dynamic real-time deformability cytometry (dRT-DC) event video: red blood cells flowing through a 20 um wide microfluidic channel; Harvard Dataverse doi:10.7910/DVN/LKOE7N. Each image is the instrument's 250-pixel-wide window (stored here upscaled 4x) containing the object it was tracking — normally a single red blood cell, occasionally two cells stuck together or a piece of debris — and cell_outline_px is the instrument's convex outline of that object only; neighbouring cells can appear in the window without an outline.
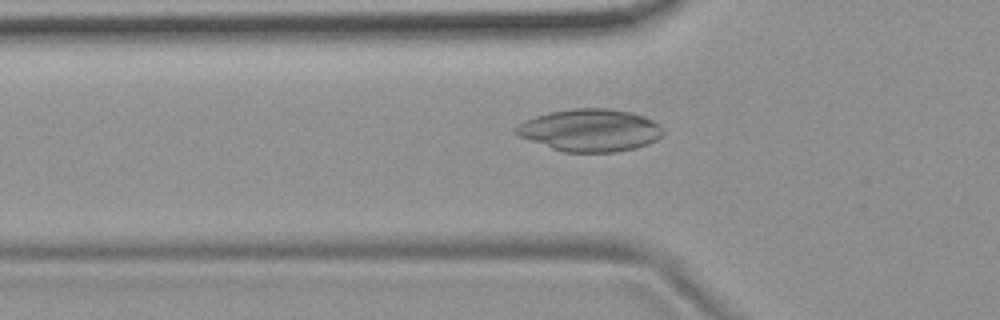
{"species": "common noctule bat (a hibernating species)", "species_latin": "Nyctalus noctula", "temperature_condition": "room temperature", "stored_images_in_passage": 52, "camera_frame_rate_fps": 3000, "um_per_image_px": 0.085, "animal": {"sex": "female", "body_mass_g": 19.9}, "frame": {"image": 1, "passage_image": 18, "time_ms": 5.667, "image_size_px": [1000, 320], "cell_outline_px": [[664, 132], [656, 140], [648, 144], [636, 148], [616, 152], [564, 152], [552, 148], [520, 136], [512, 132], [512, 128], [524, 120], [548, 112], [572, 108], [608, 108], [632, 112], [644, 116], [660, 124], [664, 128]], "centroid_in_image_um": [50.17, 11.06], "position_along_channel_um": 75.6, "area_um2": 36.59}}
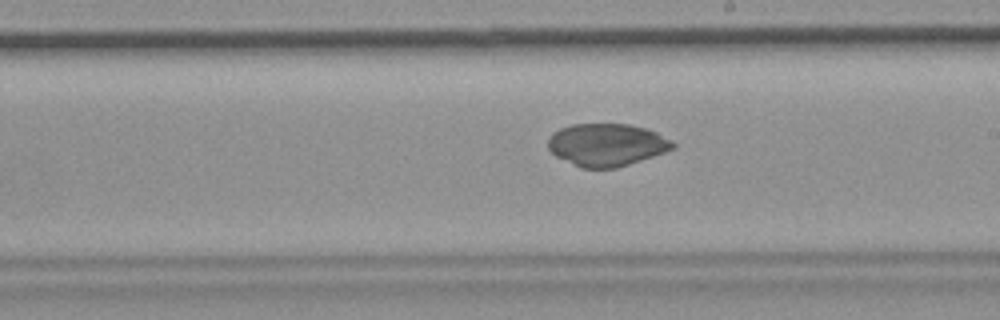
{"frame": {"image": 2, "passage_image": 31, "time_ms": 10.0, "image_size_px": [1000, 320], "cell_outline_px": [[676, 148], [616, 168], [580, 168], [556, 156], [548, 148], [548, 136], [552, 132], [560, 128], [572, 124], [628, 124], [648, 128], [672, 140], [676, 144]], "centroid_in_image_um": [51.56, 12.3], "position_along_channel_um": 237.4, "area_um2": 31.04}}
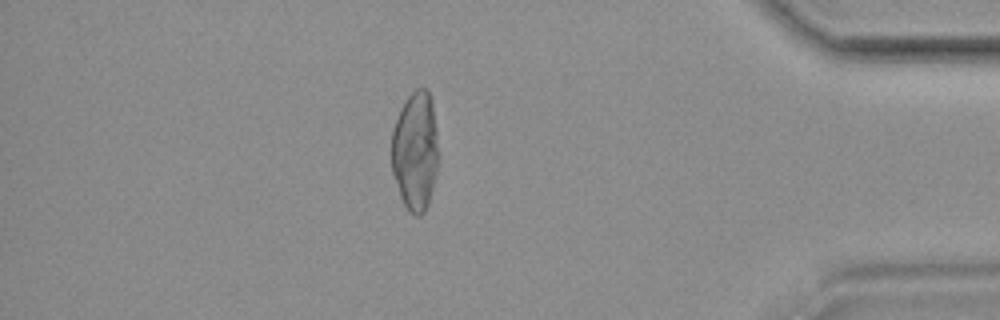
{"frame": {"image": 3, "passage_image": 47, "time_ms": 15.333, "image_size_px": [1000, 320], "cell_outline_px": [[440, 152], [436, 172], [428, 204], [424, 212], [420, 216], [416, 216], [408, 212], [400, 196], [392, 172], [392, 132], [400, 108], [408, 96], [416, 88], [424, 88], [428, 92], [432, 100]], "centroid_in_image_um": [35.31, 12.84], "position_along_channel_um": 399.9, "area_um2": 32.89}}